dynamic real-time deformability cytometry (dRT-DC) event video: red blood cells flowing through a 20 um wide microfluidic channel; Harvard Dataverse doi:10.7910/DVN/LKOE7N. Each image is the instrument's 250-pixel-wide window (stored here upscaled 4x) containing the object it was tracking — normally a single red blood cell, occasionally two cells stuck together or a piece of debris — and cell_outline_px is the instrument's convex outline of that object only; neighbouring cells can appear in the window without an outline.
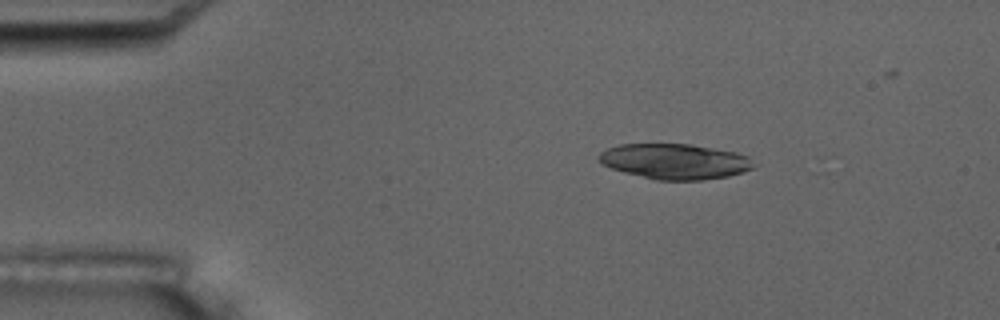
{"species": "common noctule bat (a hibernating species)", "species_latin": "Nyctalus noctula", "temperature_condition": "room temperature", "stored_images_in_passage": 5, "camera_frame_rate_fps": 3000, "um_per_image_px": 0.085, "animal": {"sex": "male", "body_mass_g": 17.5, "forearm_length_mm": 52.3}, "frame": {"image": 1, "passage_image": 3, "time_ms": 2.333, "image_size_px": [1000, 320], "cell_outline_px": [[760, 164], [752, 168], [728, 176], [700, 180], [656, 180], [624, 172], [612, 168], [604, 164], [596, 156], [600, 152], [608, 148], [620, 144], [692, 144], [736, 152], [748, 156]], "centroid_in_image_um": [57.4, 13.71], "position_along_channel_um": 27.6, "area_um2": 31.96}}